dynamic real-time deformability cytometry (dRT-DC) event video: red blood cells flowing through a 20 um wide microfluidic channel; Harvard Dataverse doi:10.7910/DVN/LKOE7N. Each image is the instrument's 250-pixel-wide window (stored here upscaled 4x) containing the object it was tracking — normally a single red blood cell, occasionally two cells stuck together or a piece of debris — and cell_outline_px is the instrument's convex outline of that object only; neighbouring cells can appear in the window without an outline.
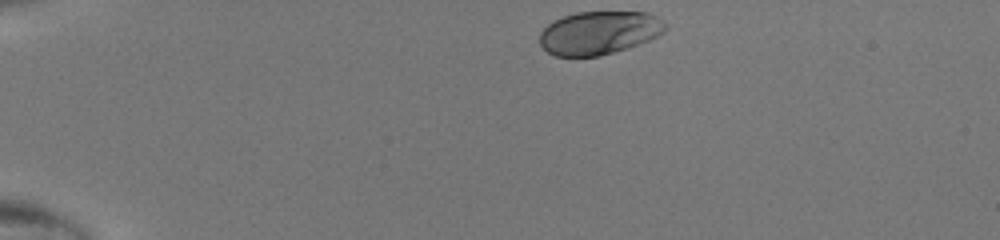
{"species": "human", "species_latin": "Homo sapiens", "temperature_condition": "room temperature", "stored_images_in_passage": 35, "camera_frame_rate_fps": 3000, "um_per_image_px": 0.085, "donor": {"sex": "male"}, "frame": {"image": 1, "passage_image": 1, "time_ms": 0.0, "image_size_px": [1000, 240], "cell_outline_px": [[668, 28], [664, 32], [648, 40], [628, 48], [600, 56], [556, 56], [548, 52], [540, 44], [540, 32], [552, 20], [576, 12], [648, 12], [664, 20], [668, 24]], "centroid_in_image_um": [50.95, 2.78], "position_along_channel_um": 34.1, "area_um2": 31.85}}
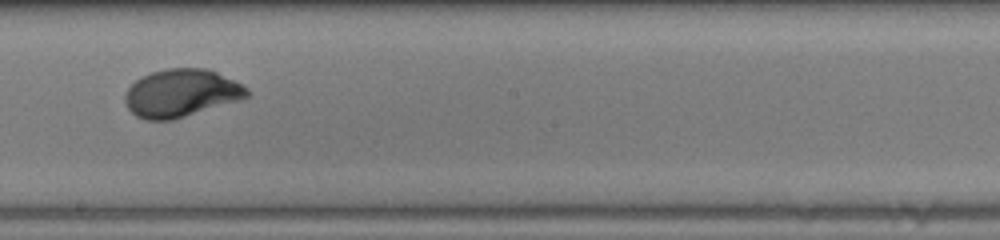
{"frame": {"image": 2, "passage_image": 20, "time_ms": 6.333, "image_size_px": [1000, 240], "cell_outline_px": [[248, 96], [240, 100], [172, 120], [148, 120], [136, 116], [128, 108], [124, 100], [124, 92], [140, 76], [152, 72], [168, 68], [204, 68], [216, 72], [248, 88]], "centroid_in_image_um": [15.36, 7.92], "position_along_channel_um": 232.8, "area_um2": 33.76}}
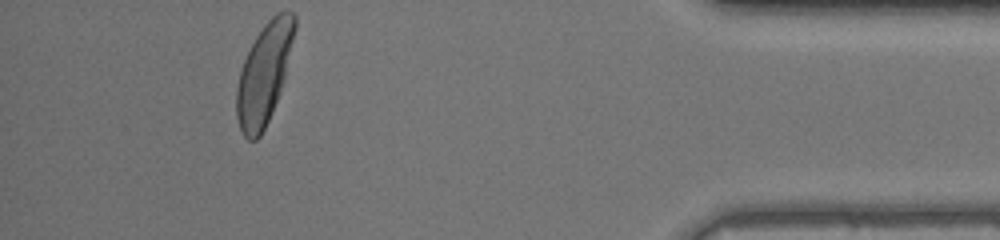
{"frame": {"image": 3, "passage_image": 35, "time_ms": 11.333, "image_size_px": [1000, 240], "cell_outline_px": [[296, 28], [280, 92], [268, 120], [260, 136], [256, 140], [248, 140], [244, 136], [240, 128], [236, 116], [236, 88], [240, 72], [244, 60], [256, 36], [264, 24], [276, 12], [292, 12], [296, 16]], "centroid_in_image_um": [22.44, 6.26], "position_along_channel_um": 412.8, "area_um2": 33.47}}